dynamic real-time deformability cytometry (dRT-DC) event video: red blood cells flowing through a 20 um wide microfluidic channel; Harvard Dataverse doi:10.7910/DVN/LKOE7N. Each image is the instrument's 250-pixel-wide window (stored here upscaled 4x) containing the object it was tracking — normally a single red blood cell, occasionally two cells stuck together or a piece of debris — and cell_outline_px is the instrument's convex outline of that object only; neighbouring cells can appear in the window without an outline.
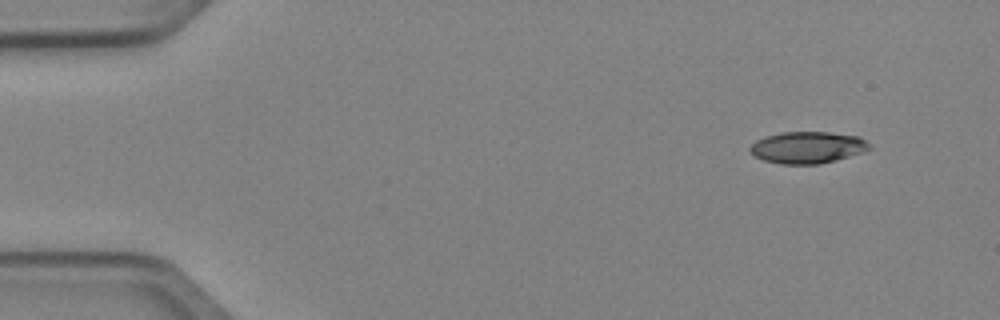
{"species": "Egyptian fruit bat (a non-hibernating species)", "species_latin": "Rousettus aegyptiacus", "temperature_condition": "cold", "stored_images_in_passage": 4, "camera_frame_rate_fps": 3000, "um_per_image_px": 0.085, "animal": {"sex": "female"}, "frame": {"image": 1, "passage_image": 1, "time_ms": 0.0, "image_size_px": [1000, 320], "cell_outline_px": [[868, 148], [860, 152], [836, 160], [820, 164], [780, 164], [764, 160], [756, 156], [748, 148], [756, 140], [764, 136], [780, 132], [828, 132], [860, 136], [868, 144]], "centroid_in_image_um": [68.58, 12.52], "position_along_channel_um": 16.4, "area_um2": 21.85}}
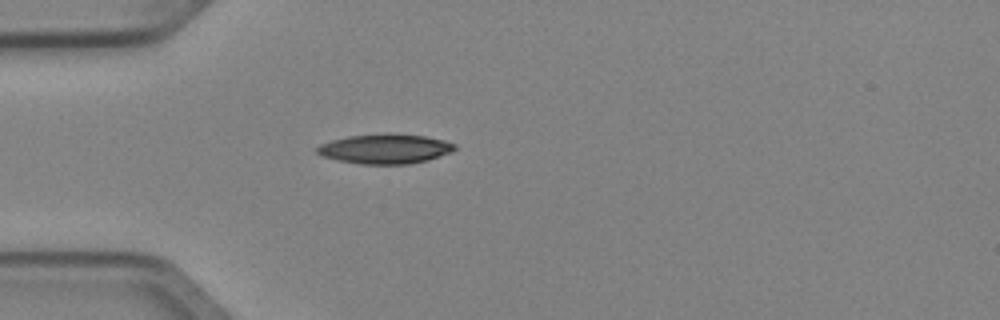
{"frame": {"image": 2, "passage_image": 4, "time_ms": 1.0, "image_size_px": [1000, 320], "cell_outline_px": [[456, 148], [452, 152], [428, 160], [408, 164], [360, 164], [340, 160], [324, 156], [316, 152], [316, 148], [320, 144], [332, 140], [348, 136], [388, 132], [392, 132], [424, 136], [444, 140], [456, 144]], "centroid_in_image_um": [32.77, 12.63], "position_along_channel_um": 52.2, "area_um2": 23.99}}